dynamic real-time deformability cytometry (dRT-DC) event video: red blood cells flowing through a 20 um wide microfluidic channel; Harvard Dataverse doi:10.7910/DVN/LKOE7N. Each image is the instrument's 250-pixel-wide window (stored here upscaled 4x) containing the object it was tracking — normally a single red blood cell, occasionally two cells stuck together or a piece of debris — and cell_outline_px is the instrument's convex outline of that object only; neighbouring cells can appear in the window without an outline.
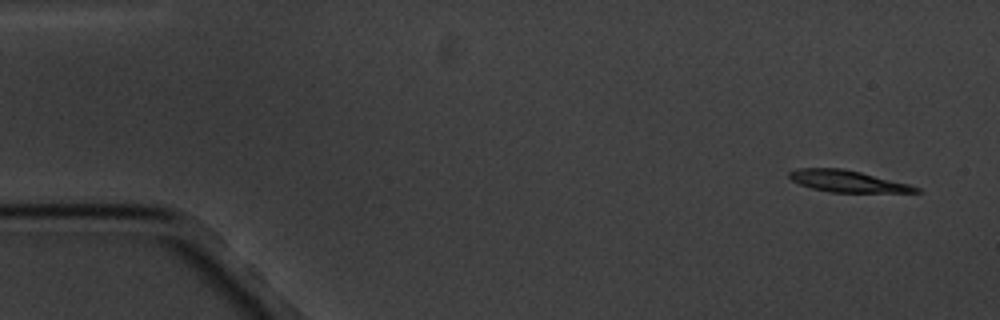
{"species": "common noctule bat (a hibernating species)", "species_latin": "Nyctalus noctula", "temperature_condition": "cold", "stored_images_in_passage": 4, "camera_frame_rate_fps": 3000, "um_per_image_px": 0.085, "animal": {"sex": "male", "body_mass_g": 20.1, "forearm_length_mm": 53.5}, "frame": {"image": 1, "passage_image": 1, "time_ms": 0.0, "image_size_px": [1000, 320], "cell_outline_px": [[920, 192], [828, 192], [812, 188], [800, 184], [792, 180], [788, 176], [788, 172], [796, 168], [840, 168], [860, 172], [908, 184], [920, 188]], "centroid_in_image_um": [71.97, 15.4], "position_along_channel_um": 13.0, "area_um2": 15.72}}
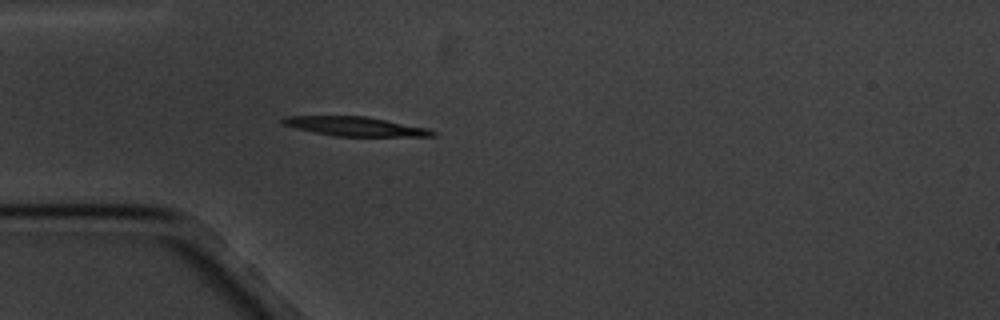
{"frame": {"image": 2, "passage_image": 4, "time_ms": 4.333, "image_size_px": [1000, 320], "cell_outline_px": [[436, 136], [332, 136], [312, 132], [296, 128], [284, 124], [280, 120], [284, 116], [364, 116], [428, 128], [436, 132]], "centroid_in_image_um": [30.17, 10.74], "position_along_channel_um": 54.8, "area_um2": 16.65}}